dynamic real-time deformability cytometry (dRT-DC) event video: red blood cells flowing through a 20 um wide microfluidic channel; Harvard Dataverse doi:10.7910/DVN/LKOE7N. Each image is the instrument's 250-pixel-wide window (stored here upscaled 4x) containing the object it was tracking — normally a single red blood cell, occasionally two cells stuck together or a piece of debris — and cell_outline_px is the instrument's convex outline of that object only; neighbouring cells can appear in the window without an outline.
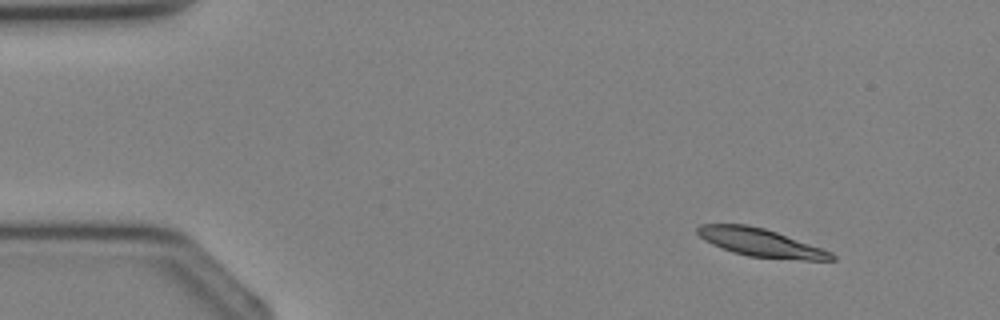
{"species": "Egyptian fruit bat (a non-hibernating species)", "species_latin": "Rousettus aegyptiacus", "temperature_condition": "cold", "stored_images_in_passage": 4, "segment_of_instrument_passage": [1, 2], "camera_frame_rate_fps": 3000, "um_per_image_px": 0.085, "animal": {"sex": "female"}, "frame": {"image": 1, "passage_image": 1, "time_ms": 0.0, "image_size_px": [1000, 320], "cell_outline_px": [[836, 260], [804, 260], [748, 256], [732, 252], [712, 244], [704, 240], [696, 232], [696, 228], [700, 224], [748, 224], [764, 228], [776, 232], [832, 252], [836, 256]], "centroid_in_image_um": [64.64, 20.62], "position_along_channel_um": 20.4, "area_um2": 21.79}}
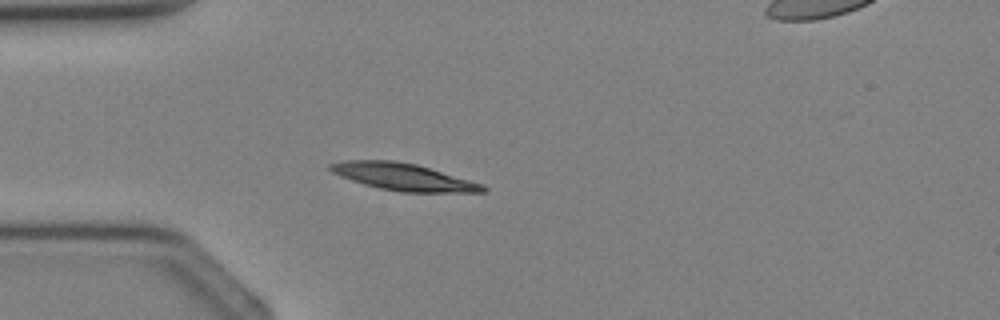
{"frame": {"image": 2, "passage_image": 3, "time_ms": 2.0, "image_size_px": [1000, 320], "cell_outline_px": [[488, 188], [484, 192], [400, 192], [380, 188], [364, 184], [352, 180], [332, 172], [328, 168], [328, 164], [344, 160], [392, 160], [416, 164], [484, 184]], "centroid_in_image_um": [34.29, 15.03], "position_along_channel_um": 50.7, "area_um2": 23.93}}